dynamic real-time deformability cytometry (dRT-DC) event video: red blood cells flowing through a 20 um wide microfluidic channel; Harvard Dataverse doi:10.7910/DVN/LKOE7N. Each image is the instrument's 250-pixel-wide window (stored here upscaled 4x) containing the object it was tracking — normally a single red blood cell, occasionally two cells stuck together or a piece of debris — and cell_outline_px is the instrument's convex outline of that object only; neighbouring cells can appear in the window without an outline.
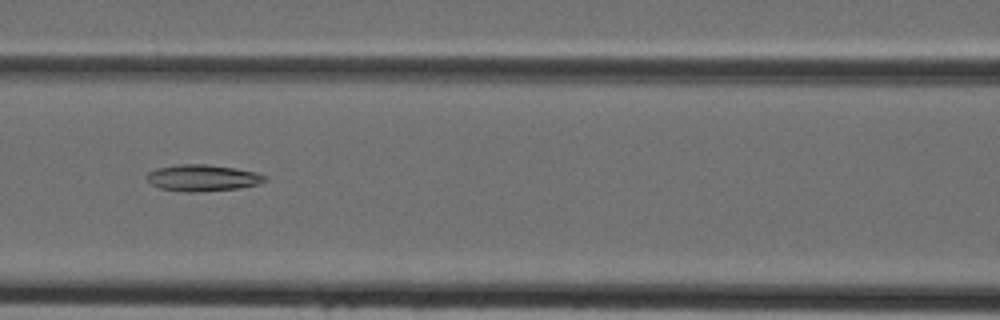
{"species": "Egyptian fruit bat (a non-hibernating species)", "species_latin": "Rousettus aegyptiacus", "temperature_condition": "cold", "stored_images_in_passage": 31, "camera_frame_rate_fps": 3000, "um_per_image_px": 0.085, "animal": {"sex": "female"}, "frame": {"image": 1, "passage_image": 6, "time_ms": 1.667, "image_size_px": [1000, 320], "cell_outline_px": [[268, 180], [260, 184], [240, 188], [200, 192], [184, 192], [160, 188], [152, 184], [144, 176], [148, 172], [156, 168], [180, 164], [208, 164], [256, 172], [268, 176]], "centroid_in_image_um": [17.24, 15.12], "position_along_channel_um": 149.4, "area_um2": 18.44}}
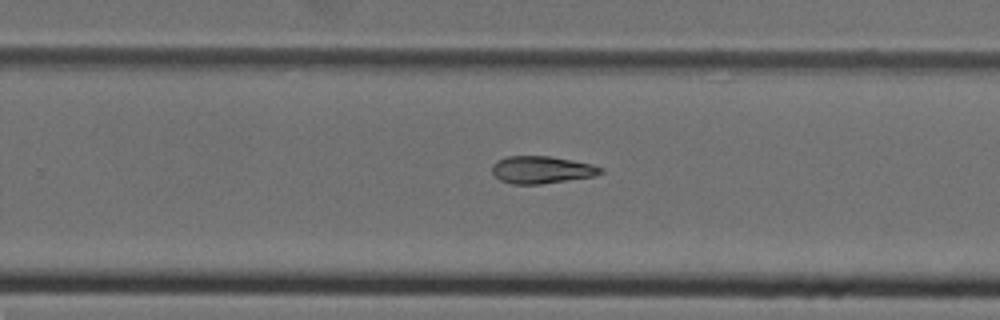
{"frame": {"image": 2, "passage_image": 15, "time_ms": 4.667, "image_size_px": [1000, 320], "cell_outline_px": [[604, 172], [596, 176], [540, 184], [512, 184], [500, 180], [492, 172], [492, 164], [496, 160], [508, 156], [552, 156], [592, 164], [604, 168]], "centroid_in_image_um": [46.06, 14.42], "position_along_channel_um": 283.7, "area_um2": 17.46}}
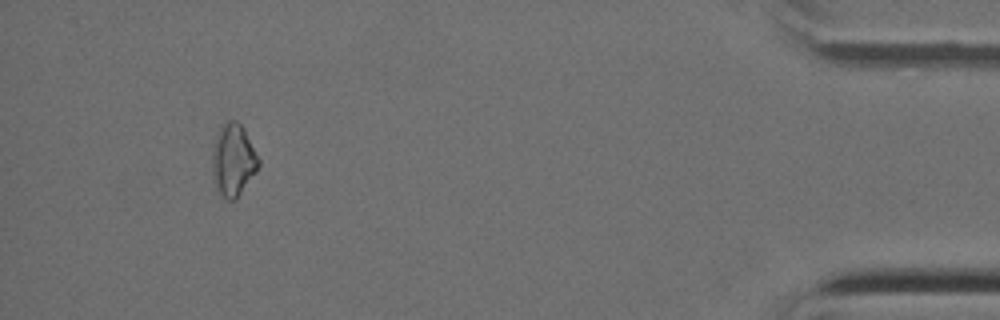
{"frame": {"image": 3, "passage_image": 28, "time_ms": 9.0, "image_size_px": [1000, 320], "cell_outline_px": [[260, 164], [256, 172], [240, 192], [232, 200], [224, 200], [216, 192], [212, 180], [212, 152], [216, 136], [224, 124], [228, 120], [236, 120], [244, 128], [260, 160]], "centroid_in_image_um": [19.8, 13.63], "position_along_channel_um": 415.4, "area_um2": 19.54}}